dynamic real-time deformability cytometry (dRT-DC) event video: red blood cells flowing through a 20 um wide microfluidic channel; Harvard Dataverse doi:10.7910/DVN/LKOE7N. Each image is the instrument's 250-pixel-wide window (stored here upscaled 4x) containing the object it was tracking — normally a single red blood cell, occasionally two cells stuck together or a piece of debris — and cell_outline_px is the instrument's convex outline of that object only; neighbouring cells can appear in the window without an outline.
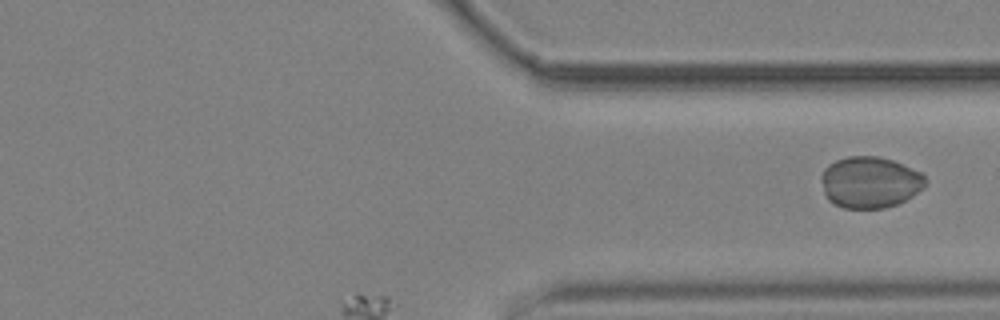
{"species": "common noctule bat (a hibernating species)", "species_latin": "Nyctalus noctula", "temperature_condition": "cold", "stored_images_in_passage": 11, "segment_of_instrument_passage": [2, 2], "camera_frame_rate_fps": 3000, "um_per_image_px": 0.085, "animal": {"sex": "male", "body_mass_g": 19.2, "forearm_length_mm": 51.8}, "frame": {"image": 1, "passage_image": 11, "time_ms": 12.667, "image_size_px": [1000, 320], "cell_outline_px": [[928, 184], [924, 188], [912, 196], [896, 204], [884, 208], [844, 208], [828, 200], [824, 192], [820, 180], [820, 176], [824, 168], [828, 164], [836, 160], [848, 156], [880, 156], [904, 164], [920, 172], [928, 180]], "centroid_in_image_um": [73.95, 15.48], "position_along_channel_um": 337.5, "area_um2": 31.5}}